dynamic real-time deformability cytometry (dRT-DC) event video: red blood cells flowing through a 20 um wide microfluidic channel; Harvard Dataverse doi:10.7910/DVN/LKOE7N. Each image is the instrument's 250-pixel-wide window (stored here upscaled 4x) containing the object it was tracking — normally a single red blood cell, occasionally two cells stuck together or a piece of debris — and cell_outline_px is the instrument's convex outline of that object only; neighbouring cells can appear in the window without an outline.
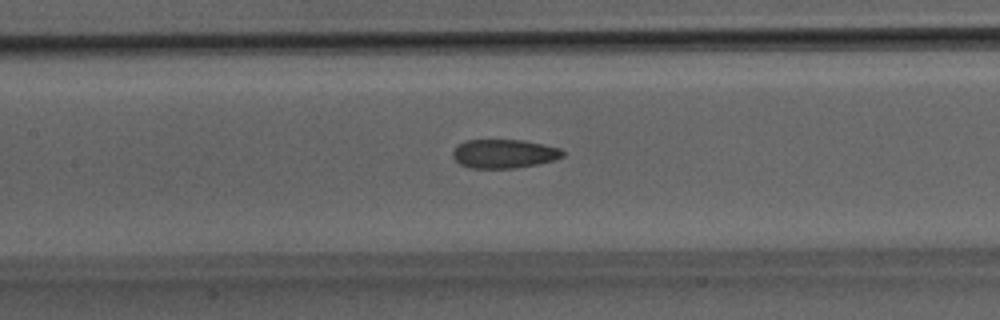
{"species": "Egyptian fruit bat (a non-hibernating species)", "species_latin": "Rousettus aegyptiacus", "temperature_condition": "room temperature", "stored_images_in_passage": 5, "camera_frame_rate_fps": 3000, "um_per_image_px": 0.085, "animal": {"sex": "male"}, "frame": {"image": 1, "passage_image": 5, "time_ms": 1.333, "image_size_px": [1000, 320], "cell_outline_px": [[564, 156], [556, 160], [516, 168], [468, 168], [460, 164], [452, 156], [452, 152], [464, 140], [524, 140], [560, 148], [564, 152]], "centroid_in_image_um": [42.85, 13.07], "position_along_channel_um": 164.5, "area_um2": 18.5}}